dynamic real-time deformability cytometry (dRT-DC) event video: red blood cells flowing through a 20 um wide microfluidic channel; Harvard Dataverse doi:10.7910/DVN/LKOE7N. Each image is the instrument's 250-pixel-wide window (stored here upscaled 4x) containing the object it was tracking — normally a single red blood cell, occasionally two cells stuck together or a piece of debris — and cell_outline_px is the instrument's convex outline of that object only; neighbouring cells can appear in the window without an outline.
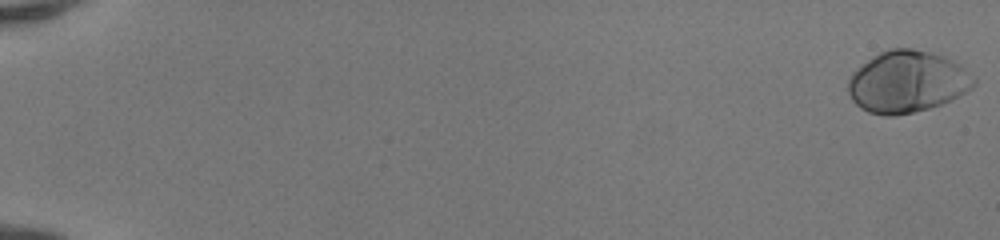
{"species": "human", "species_latin": "Homo sapiens", "temperature_condition": "room temperature", "stored_images_in_passage": 52, "camera_frame_rate_fps": 3000, "um_per_image_px": 0.085, "donor": {"sex": "female"}, "frame": {"image": 1, "passage_image": 1, "time_ms": 0.0, "image_size_px": [1000, 240], "cell_outline_px": [[976, 84], [972, 88], [940, 104], [928, 108], [912, 112], [892, 116], [884, 116], [868, 112], [860, 108], [852, 100], [848, 92], [848, 80], [852, 72], [868, 60], [880, 52], [888, 48], [912, 48], [944, 56], [960, 64], [976, 80]], "centroid_in_image_um": [77.08, 6.95], "position_along_channel_um": 7.9, "area_um2": 44.91}}
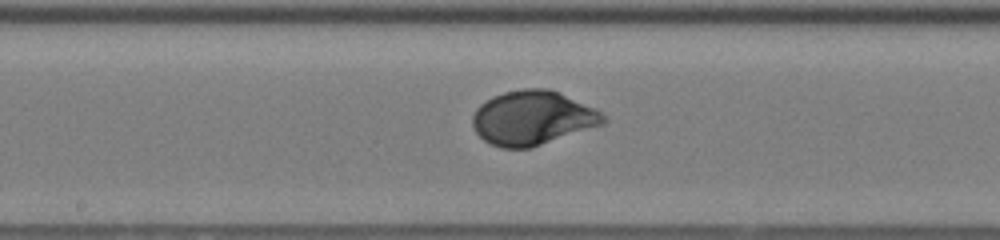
{"frame": {"image": 2, "passage_image": 30, "time_ms": 9.667, "image_size_px": [1000, 240], "cell_outline_px": [[608, 120], [604, 124], [532, 148], [500, 148], [484, 140], [472, 128], [472, 116], [476, 108], [480, 104], [492, 96], [504, 92], [524, 88], [548, 88], [560, 92], [596, 108], [608, 116]], "centroid_in_image_um": [45.3, 10.02], "position_along_channel_um": 202.9, "area_um2": 41.85}}
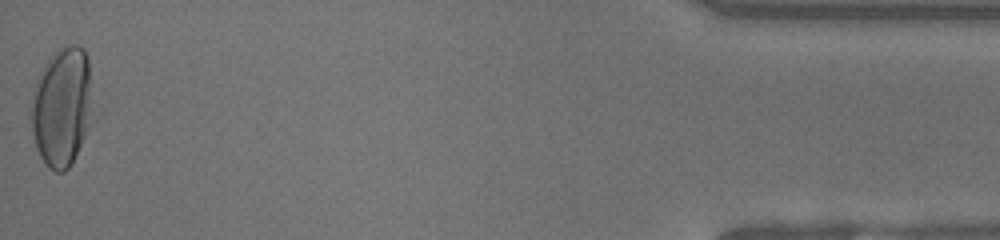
{"frame": {"image": 3, "passage_image": 52, "time_ms": 17.0, "image_size_px": [1000, 240], "cell_outline_px": [[104, 112], [68, 168], [64, 172], [56, 172], [48, 168], [40, 156], [36, 148], [32, 132], [32, 92], [36, 80], [48, 60], [56, 48], [72, 44], [76, 44], [84, 48], [104, 108]], "centroid_in_image_um": [5.49, 9.08], "position_along_channel_um": 429.7, "area_um2": 46.7}, "authors_computed_cell_mechanics": {"area_um2": 41.0958, "velocity_mm_per_s": 4.1333, "shape_relaxation_time_tau1_ms": 2.4712, "shape_relaxation_time_tau2_ms": null, "deformation_change_tau1": 0.1611, "deformation_change_tau2": null}}